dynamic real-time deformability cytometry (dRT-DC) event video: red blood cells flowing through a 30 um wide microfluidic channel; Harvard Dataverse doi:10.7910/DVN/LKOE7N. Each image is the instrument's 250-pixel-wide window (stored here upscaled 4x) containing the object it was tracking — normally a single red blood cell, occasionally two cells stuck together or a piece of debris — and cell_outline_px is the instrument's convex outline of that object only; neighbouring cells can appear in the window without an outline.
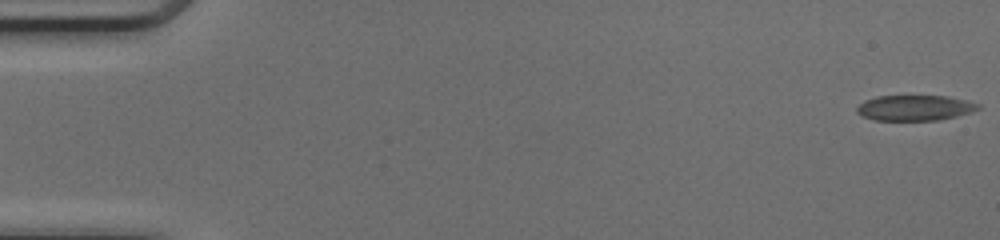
{"species": "common noctule bat (a hibernating species)", "species_latin": "Nyctalus noctula", "temperature_condition": "cold", "stored_images_in_passage": 50, "camera_frame_rate_fps": 3000, "um_per_image_px": 0.085, "animal": {"sex": "female", "body_mass_g": 17.0, "forearm_length_mm": 48.0}, "frame": {"image": 1, "passage_image": 1, "time_ms": 0.0, "image_size_px": [1000, 240], "cell_outline_px": [[980, 108], [972, 112], [940, 120], [876, 120], [860, 116], [856, 112], [856, 108], [864, 100], [876, 96], [948, 96], [980, 104]], "centroid_in_image_um": [77.73, 9.17], "position_along_channel_um": 7.3, "area_um2": 18.03}}
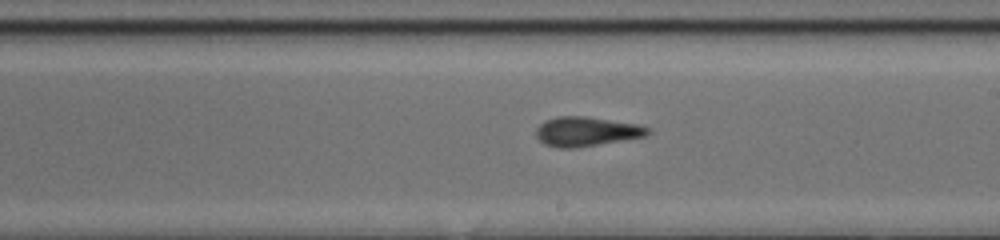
{"frame": {"image": 2, "passage_image": 29, "time_ms": 9.333, "image_size_px": [1000, 240], "cell_outline_px": [[652, 132], [648, 136], [572, 148], [560, 148], [544, 144], [536, 136], [536, 128], [544, 120], [556, 116], [584, 116], [636, 124], [648, 128]], "centroid_in_image_um": [49.82, 11.17], "position_along_channel_um": 239.2, "area_um2": 19.02}}
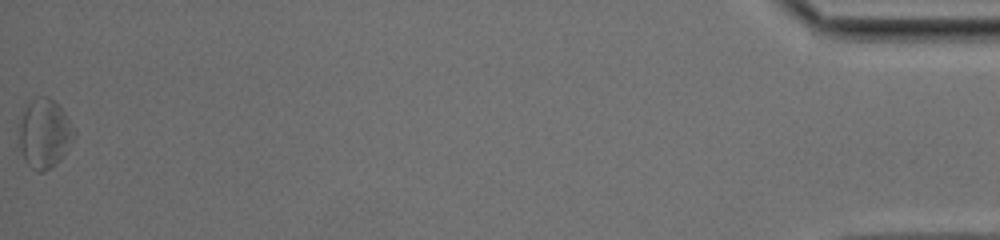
{"frame": {"image": 3, "passage_image": 50, "time_ms": 16.333, "image_size_px": [1000, 240], "cell_outline_px": [[76, 136], [60, 160], [56, 164], [44, 172], [36, 172], [24, 160], [20, 152], [20, 120], [28, 104], [36, 96], [48, 96], [64, 112], [76, 132]], "centroid_in_image_um": [3.79, 11.38], "position_along_channel_um": 431.4, "area_um2": 22.02}, "authors_computed_cell_mechanics": {"area_um2": 19.1318, "velocity_mm_per_s": 4.1989, "shape_relaxation_time_tau1_ms": null, "shape_relaxation_time_tau2_ms": 2.5405, "deformation_change_tau1": null, "deformation_change_tau2": 0.0842}}